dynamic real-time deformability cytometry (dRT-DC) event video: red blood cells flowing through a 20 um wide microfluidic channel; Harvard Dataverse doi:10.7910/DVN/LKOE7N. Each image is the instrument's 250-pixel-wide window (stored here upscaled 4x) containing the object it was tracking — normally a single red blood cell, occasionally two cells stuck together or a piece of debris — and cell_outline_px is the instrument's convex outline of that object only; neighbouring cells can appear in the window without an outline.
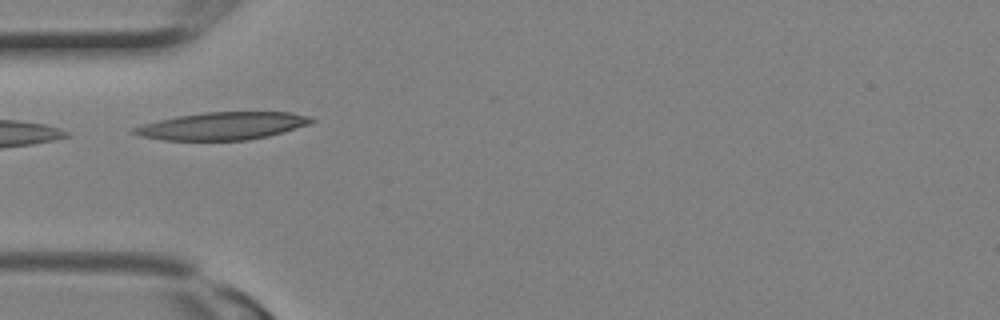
{"species": "Egyptian fruit bat (a non-hibernating species)", "species_latin": "Rousettus aegyptiacus", "temperature_condition": "room temperature", "stored_images_in_passage": 1, "camera_frame_rate_fps": 3000, "um_per_image_px": 0.085, "animal": {"sex": "female"}, "frame": {"image": 1, "passage_image": 1, "time_ms": 0.0, "image_size_px": [1000, 320], "cell_outline_px": [[316, 120], [312, 124], [268, 136], [248, 140], [164, 140], [140, 136], [128, 132], [132, 128], [144, 124], [176, 116], [204, 112], [288, 112], [308, 116]], "centroid_in_image_um": [18.91, 10.71], "position_along_channel_um": 66.1, "area_um2": 28.55}}